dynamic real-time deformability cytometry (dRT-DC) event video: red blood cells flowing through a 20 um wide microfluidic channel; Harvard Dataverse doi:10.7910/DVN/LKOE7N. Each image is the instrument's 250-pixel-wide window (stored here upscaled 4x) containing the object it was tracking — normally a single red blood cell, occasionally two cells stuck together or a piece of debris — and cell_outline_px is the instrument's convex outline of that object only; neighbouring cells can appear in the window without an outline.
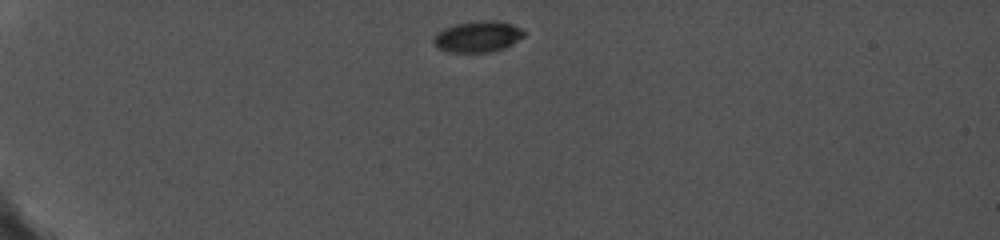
{"species": "common noctule bat (a hibernating species)", "species_latin": "Nyctalus noctula", "temperature_condition": "cold", "stored_images_in_passage": 31, "camera_frame_rate_fps": 5000, "um_per_image_px": 0.085, "animal": {"sex": "female", "body_mass_g": 19.0, "forearm_length_mm": 56.7}, "frame": {"image": 1, "passage_image": 1, "time_ms": 0.0, "image_size_px": [1000, 240], "cell_outline_px": [[524, 36], [512, 44], [504, 48], [492, 52], [444, 52], [436, 48], [432, 40], [444, 28], [456, 24], [484, 20], [488, 20], [512, 24], [520, 28], [524, 32]], "centroid_in_image_um": [40.59, 3.13], "position_along_channel_um": 44.4, "area_um2": 16.24}}
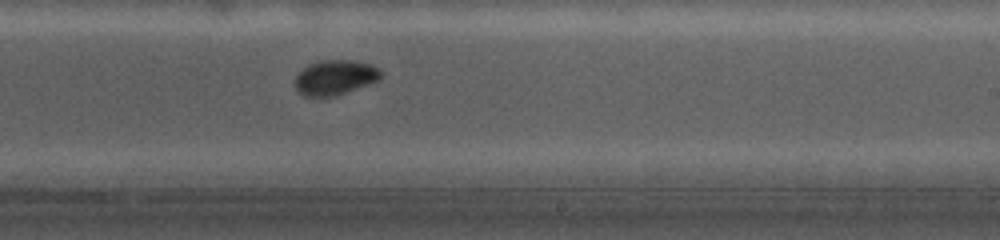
{"frame": {"image": 2, "passage_image": 19, "time_ms": 7.2, "image_size_px": [1000, 240], "cell_outline_px": [[380, 76], [376, 80], [344, 92], [328, 96], [308, 96], [300, 92], [296, 88], [296, 76], [308, 64], [320, 60], [356, 60], [372, 64], [380, 72]], "centroid_in_image_um": [28.45, 6.54], "position_along_channel_um": 260.6, "area_um2": 16.76}}
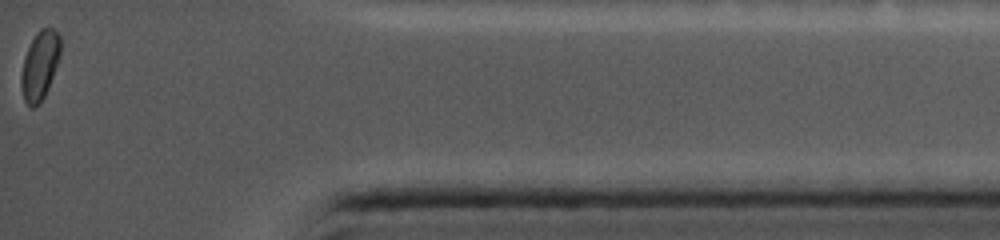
{"frame": {"image": 3, "passage_image": 31, "time_ms": 12.2, "image_size_px": [1000, 240], "cell_outline_px": [[60, 56], [48, 88], [44, 96], [32, 108], [24, 100], [20, 84], [20, 76], [24, 56], [36, 32], [40, 28], [52, 28], [60, 36]], "centroid_in_image_um": [3.37, 5.53], "position_along_channel_um": 431.8, "area_um2": 15.55}, "authors_computed_cell_mechanics": {"area_um2": 16.5886, "velocity_mm_per_s": 3.7885, "shape_relaxation_time_tau1_ms": 1.8913, "shape_relaxation_time_tau2_ms": null, "deformation_change_tau1": 0.0796, "deformation_change_tau2": null}}